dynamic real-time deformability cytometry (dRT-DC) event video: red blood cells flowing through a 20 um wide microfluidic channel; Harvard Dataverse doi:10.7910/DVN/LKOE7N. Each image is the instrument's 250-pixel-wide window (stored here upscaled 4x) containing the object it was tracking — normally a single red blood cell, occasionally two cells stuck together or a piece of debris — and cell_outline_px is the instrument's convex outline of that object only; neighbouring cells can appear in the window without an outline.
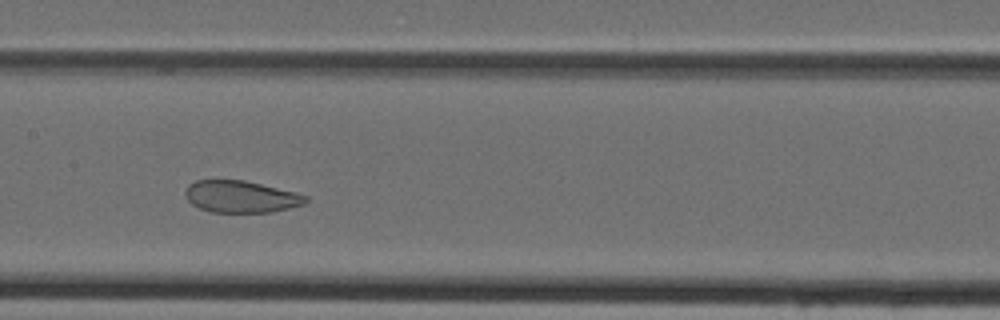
{"species": "Egyptian fruit bat (a non-hibernating species)", "species_latin": "Rousettus aegyptiacus", "temperature_condition": "cold", "stored_images_in_passage": 33, "camera_frame_rate_fps": 3000, "um_per_image_px": 0.085, "animal": {"sex": "female"}, "frame": {"image": 1, "passage_image": 10, "time_ms": 3.0, "image_size_px": [1000, 320], "cell_outline_px": [[308, 200], [304, 204], [272, 212], [212, 212], [200, 208], [192, 204], [188, 200], [184, 192], [188, 184], [196, 180], [244, 180], [296, 192], [308, 196]], "centroid_in_image_um": [20.48, 16.71], "position_along_channel_um": 186.9, "area_um2": 22.37}}
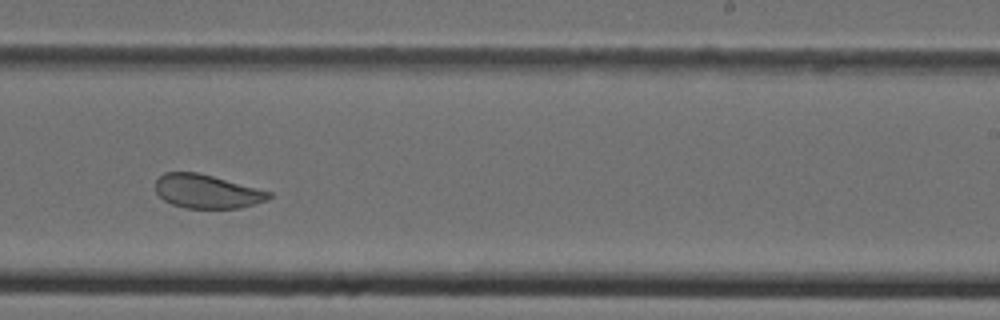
{"frame": {"image": 2, "passage_image": 16, "time_ms": 5.0, "image_size_px": [1000, 320], "cell_outline_px": [[272, 196], [268, 200], [240, 208], [184, 208], [172, 204], [164, 200], [156, 192], [156, 180], [164, 172], [196, 172], [212, 176], [272, 192]], "centroid_in_image_um": [17.59, 16.28], "position_along_channel_um": 271.4, "area_um2": 22.2}}
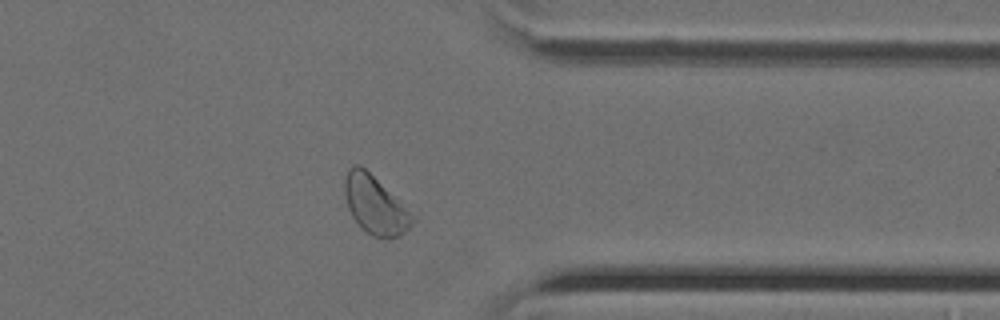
{"frame": {"image": 3, "passage_image": 24, "time_ms": 7.667, "image_size_px": [1000, 320], "cell_outline_px": [[420, 212], [412, 224], [400, 236], [372, 236], [360, 228], [352, 216], [348, 208], [344, 192], [344, 180], [348, 168], [352, 164], [360, 164], [420, 208]], "centroid_in_image_um": [32.06, 17.34], "position_along_channel_um": 379.3, "area_um2": 25.2}}